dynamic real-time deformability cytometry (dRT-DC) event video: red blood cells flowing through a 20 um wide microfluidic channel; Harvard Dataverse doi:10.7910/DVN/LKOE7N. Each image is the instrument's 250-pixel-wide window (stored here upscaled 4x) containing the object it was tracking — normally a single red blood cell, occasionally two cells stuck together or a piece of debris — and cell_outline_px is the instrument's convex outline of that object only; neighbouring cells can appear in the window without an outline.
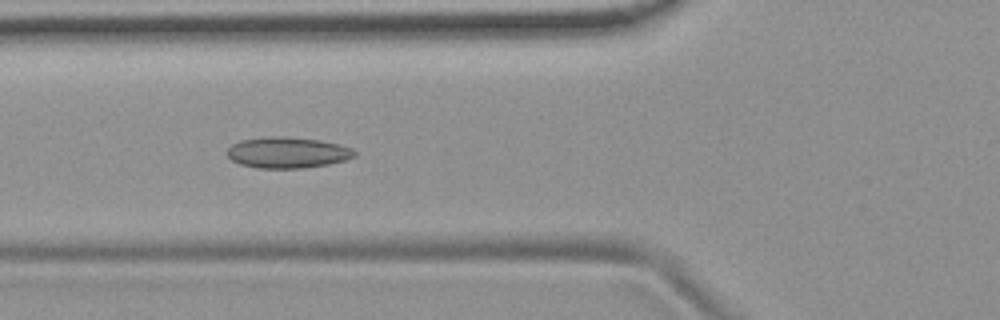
{"species": "common noctule bat (a hibernating species)", "species_latin": "Nyctalus noctula", "temperature_condition": "room temperature", "stored_images_in_passage": 53, "camera_frame_rate_fps": 3000, "um_per_image_px": 0.085, "animal": {"sex": "female", "body_mass_g": 19.9}, "frame": {"image": 1, "passage_image": 19, "time_ms": 6.0, "image_size_px": [1000, 320], "cell_outline_px": [[356, 156], [344, 160], [328, 164], [304, 168], [256, 168], [240, 164], [232, 160], [228, 156], [228, 148], [232, 144], [240, 140], [268, 136], [280, 136], [320, 140], [340, 144], [352, 148], [356, 152]], "centroid_in_image_um": [24.44, 12.96], "position_along_channel_um": 101.4, "area_um2": 23.06}}
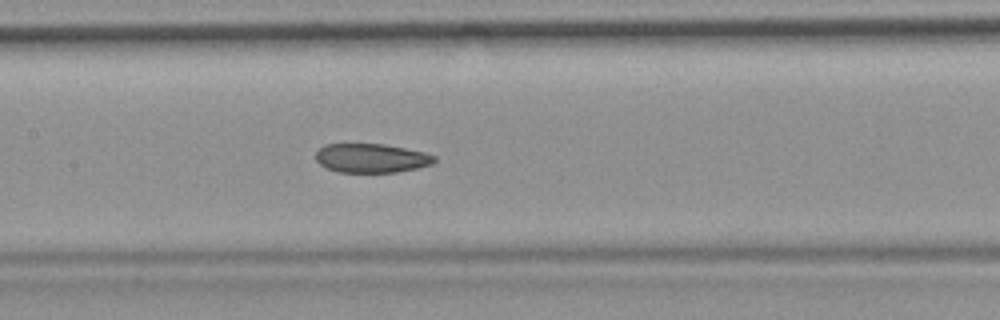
{"frame": {"image": 2, "passage_image": 25, "time_ms": 8.0, "image_size_px": [1000, 320], "cell_outline_px": [[436, 160], [432, 164], [416, 168], [396, 172], [340, 172], [328, 168], [320, 164], [316, 160], [316, 152], [324, 144], [384, 144], [424, 152], [436, 156]], "centroid_in_image_um": [31.57, 13.43], "position_along_channel_um": 175.8, "area_um2": 19.94}}
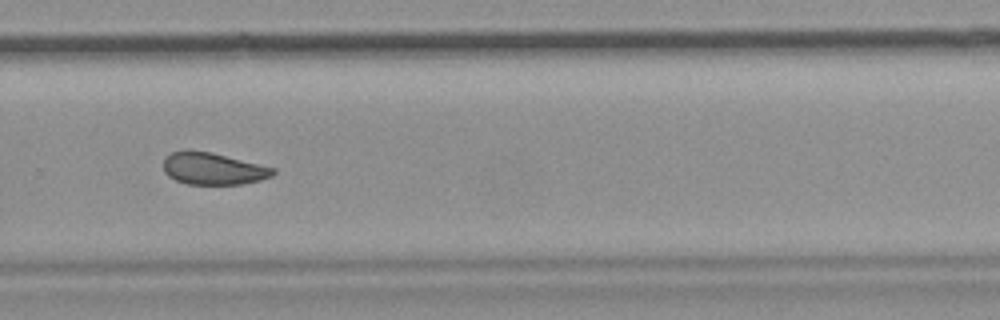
{"frame": {"image": 3, "passage_image": 36, "time_ms": 11.667, "image_size_px": [1000, 320], "cell_outline_px": [[276, 172], [272, 176], [260, 180], [244, 184], [188, 184], [176, 180], [168, 176], [164, 172], [164, 156], [172, 152], [184, 148], [188, 148], [212, 152], [276, 168]], "centroid_in_image_um": [18.09, 14.31], "position_along_channel_um": 311.7, "area_um2": 20.87}, "authors_computed_cell_mechanics": {"area_um2": 21.9062, "velocity_mm_per_s": 3.7257, "shape_relaxation_time_tau1_ms": null, "shape_relaxation_time_tau2_ms": 2.4854, "deformation_change_tau1": null, "deformation_change_tau2": 0.0801}}